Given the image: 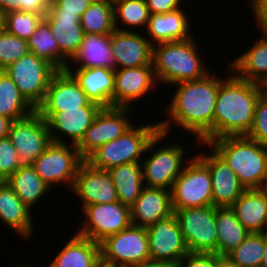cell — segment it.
<instances>
[{"instance_id":"1","label":"cell","mask_w":267,"mask_h":267,"mask_svg":"<svg viewBox=\"0 0 267 267\" xmlns=\"http://www.w3.org/2000/svg\"><path fill=\"white\" fill-rule=\"evenodd\" d=\"M223 79L212 73L205 77L181 82L169 107L167 120L159 122V130L169 135L171 123L197 136L196 142L207 144L213 140V119L219 85Z\"/></svg>"},{"instance_id":"2","label":"cell","mask_w":267,"mask_h":267,"mask_svg":"<svg viewBox=\"0 0 267 267\" xmlns=\"http://www.w3.org/2000/svg\"><path fill=\"white\" fill-rule=\"evenodd\" d=\"M219 85L214 119L213 139L226 136H246L253 124L257 100L265 92L264 85L232 74ZM231 72V73H230Z\"/></svg>"},{"instance_id":"3","label":"cell","mask_w":267,"mask_h":267,"mask_svg":"<svg viewBox=\"0 0 267 267\" xmlns=\"http://www.w3.org/2000/svg\"><path fill=\"white\" fill-rule=\"evenodd\" d=\"M202 144L226 161L245 189L267 186V147L247 136H226Z\"/></svg>"},{"instance_id":"4","label":"cell","mask_w":267,"mask_h":267,"mask_svg":"<svg viewBox=\"0 0 267 267\" xmlns=\"http://www.w3.org/2000/svg\"><path fill=\"white\" fill-rule=\"evenodd\" d=\"M196 45L193 36L186 40L153 45L152 65L157 82L175 86L211 73L198 55Z\"/></svg>"},{"instance_id":"5","label":"cell","mask_w":267,"mask_h":267,"mask_svg":"<svg viewBox=\"0 0 267 267\" xmlns=\"http://www.w3.org/2000/svg\"><path fill=\"white\" fill-rule=\"evenodd\" d=\"M168 134L159 130V123L133 126L115 140L109 141L93 153L85 161L93 168L108 170L122 164L140 162L141 155L153 151ZM140 158V159H139Z\"/></svg>"},{"instance_id":"6","label":"cell","mask_w":267,"mask_h":267,"mask_svg":"<svg viewBox=\"0 0 267 267\" xmlns=\"http://www.w3.org/2000/svg\"><path fill=\"white\" fill-rule=\"evenodd\" d=\"M101 265L132 267L150 261L149 240L145 227L131 224L100 243Z\"/></svg>"},{"instance_id":"7","label":"cell","mask_w":267,"mask_h":267,"mask_svg":"<svg viewBox=\"0 0 267 267\" xmlns=\"http://www.w3.org/2000/svg\"><path fill=\"white\" fill-rule=\"evenodd\" d=\"M3 70L35 110L42 103L53 76L59 71L32 52H28Z\"/></svg>"},{"instance_id":"8","label":"cell","mask_w":267,"mask_h":267,"mask_svg":"<svg viewBox=\"0 0 267 267\" xmlns=\"http://www.w3.org/2000/svg\"><path fill=\"white\" fill-rule=\"evenodd\" d=\"M186 158V166L174 181L173 210L213 205L212 180L208 166L196 155Z\"/></svg>"},{"instance_id":"9","label":"cell","mask_w":267,"mask_h":267,"mask_svg":"<svg viewBox=\"0 0 267 267\" xmlns=\"http://www.w3.org/2000/svg\"><path fill=\"white\" fill-rule=\"evenodd\" d=\"M174 214L190 252L217 254L215 206L176 209Z\"/></svg>"},{"instance_id":"10","label":"cell","mask_w":267,"mask_h":267,"mask_svg":"<svg viewBox=\"0 0 267 267\" xmlns=\"http://www.w3.org/2000/svg\"><path fill=\"white\" fill-rule=\"evenodd\" d=\"M84 159L74 144L53 142L31 164L50 187L65 183L72 189L77 171ZM53 185V186H52Z\"/></svg>"},{"instance_id":"11","label":"cell","mask_w":267,"mask_h":267,"mask_svg":"<svg viewBox=\"0 0 267 267\" xmlns=\"http://www.w3.org/2000/svg\"><path fill=\"white\" fill-rule=\"evenodd\" d=\"M81 209L86 218L75 233L99 244L132 224L130 208L119 201L90 204Z\"/></svg>"},{"instance_id":"12","label":"cell","mask_w":267,"mask_h":267,"mask_svg":"<svg viewBox=\"0 0 267 267\" xmlns=\"http://www.w3.org/2000/svg\"><path fill=\"white\" fill-rule=\"evenodd\" d=\"M131 110L133 107H102L76 145L80 156L85 160L100 146L129 130L133 126L129 119Z\"/></svg>"},{"instance_id":"13","label":"cell","mask_w":267,"mask_h":267,"mask_svg":"<svg viewBox=\"0 0 267 267\" xmlns=\"http://www.w3.org/2000/svg\"><path fill=\"white\" fill-rule=\"evenodd\" d=\"M83 106H100L92 102L67 70H59L52 78L36 112L47 122L55 113Z\"/></svg>"},{"instance_id":"14","label":"cell","mask_w":267,"mask_h":267,"mask_svg":"<svg viewBox=\"0 0 267 267\" xmlns=\"http://www.w3.org/2000/svg\"><path fill=\"white\" fill-rule=\"evenodd\" d=\"M8 138L23 165L32 164L52 143L48 124L36 111L13 121Z\"/></svg>"},{"instance_id":"15","label":"cell","mask_w":267,"mask_h":267,"mask_svg":"<svg viewBox=\"0 0 267 267\" xmlns=\"http://www.w3.org/2000/svg\"><path fill=\"white\" fill-rule=\"evenodd\" d=\"M146 229L150 260L165 262L178 267L181 259L190 251L182 235L176 215L172 214L167 218L158 220Z\"/></svg>"},{"instance_id":"16","label":"cell","mask_w":267,"mask_h":267,"mask_svg":"<svg viewBox=\"0 0 267 267\" xmlns=\"http://www.w3.org/2000/svg\"><path fill=\"white\" fill-rule=\"evenodd\" d=\"M161 146L142 165L143 181L146 187L172 190L174 181L184 169L185 148L181 143ZM146 181V182H145Z\"/></svg>"},{"instance_id":"17","label":"cell","mask_w":267,"mask_h":267,"mask_svg":"<svg viewBox=\"0 0 267 267\" xmlns=\"http://www.w3.org/2000/svg\"><path fill=\"white\" fill-rule=\"evenodd\" d=\"M73 191L82 202V208L90 204L113 203L118 200V193L107 170L93 168L85 160L80 165Z\"/></svg>"},{"instance_id":"18","label":"cell","mask_w":267,"mask_h":267,"mask_svg":"<svg viewBox=\"0 0 267 267\" xmlns=\"http://www.w3.org/2000/svg\"><path fill=\"white\" fill-rule=\"evenodd\" d=\"M110 45L116 69L152 65L153 42L132 30H115L110 34Z\"/></svg>"},{"instance_id":"19","label":"cell","mask_w":267,"mask_h":267,"mask_svg":"<svg viewBox=\"0 0 267 267\" xmlns=\"http://www.w3.org/2000/svg\"><path fill=\"white\" fill-rule=\"evenodd\" d=\"M212 153H198V157L208 166L212 180L213 206L230 207L244 192L238 176L226 161L213 149Z\"/></svg>"},{"instance_id":"20","label":"cell","mask_w":267,"mask_h":267,"mask_svg":"<svg viewBox=\"0 0 267 267\" xmlns=\"http://www.w3.org/2000/svg\"><path fill=\"white\" fill-rule=\"evenodd\" d=\"M158 83L153 65L114 70L113 107H132Z\"/></svg>"},{"instance_id":"21","label":"cell","mask_w":267,"mask_h":267,"mask_svg":"<svg viewBox=\"0 0 267 267\" xmlns=\"http://www.w3.org/2000/svg\"><path fill=\"white\" fill-rule=\"evenodd\" d=\"M44 20L49 24L60 52L71 61L78 53L85 34L80 18L76 14L62 13V9L51 3Z\"/></svg>"},{"instance_id":"22","label":"cell","mask_w":267,"mask_h":267,"mask_svg":"<svg viewBox=\"0 0 267 267\" xmlns=\"http://www.w3.org/2000/svg\"><path fill=\"white\" fill-rule=\"evenodd\" d=\"M130 213L132 224L145 228L169 217L174 214L171 190L145 186Z\"/></svg>"},{"instance_id":"23","label":"cell","mask_w":267,"mask_h":267,"mask_svg":"<svg viewBox=\"0 0 267 267\" xmlns=\"http://www.w3.org/2000/svg\"><path fill=\"white\" fill-rule=\"evenodd\" d=\"M101 108V106H83L55 113L47 121L52 141L66 143L60 139L62 135H66L69 139L71 138V144L77 145ZM54 131L57 133L55 134Z\"/></svg>"},{"instance_id":"24","label":"cell","mask_w":267,"mask_h":267,"mask_svg":"<svg viewBox=\"0 0 267 267\" xmlns=\"http://www.w3.org/2000/svg\"><path fill=\"white\" fill-rule=\"evenodd\" d=\"M87 97L101 107H113L114 70L104 67L66 69Z\"/></svg>"},{"instance_id":"25","label":"cell","mask_w":267,"mask_h":267,"mask_svg":"<svg viewBox=\"0 0 267 267\" xmlns=\"http://www.w3.org/2000/svg\"><path fill=\"white\" fill-rule=\"evenodd\" d=\"M230 208L250 233H267L266 188L245 189Z\"/></svg>"},{"instance_id":"26","label":"cell","mask_w":267,"mask_h":267,"mask_svg":"<svg viewBox=\"0 0 267 267\" xmlns=\"http://www.w3.org/2000/svg\"><path fill=\"white\" fill-rule=\"evenodd\" d=\"M32 210L6 181H0V220L24 239L33 234Z\"/></svg>"},{"instance_id":"27","label":"cell","mask_w":267,"mask_h":267,"mask_svg":"<svg viewBox=\"0 0 267 267\" xmlns=\"http://www.w3.org/2000/svg\"><path fill=\"white\" fill-rule=\"evenodd\" d=\"M101 247L89 238L75 236L61 248L49 267H100Z\"/></svg>"},{"instance_id":"28","label":"cell","mask_w":267,"mask_h":267,"mask_svg":"<svg viewBox=\"0 0 267 267\" xmlns=\"http://www.w3.org/2000/svg\"><path fill=\"white\" fill-rule=\"evenodd\" d=\"M259 40L248 51L229 64L237 77L264 85L267 83V33L260 32Z\"/></svg>"},{"instance_id":"29","label":"cell","mask_w":267,"mask_h":267,"mask_svg":"<svg viewBox=\"0 0 267 267\" xmlns=\"http://www.w3.org/2000/svg\"><path fill=\"white\" fill-rule=\"evenodd\" d=\"M184 10L178 9L165 14H150L146 29L153 45L171 41L186 40L192 37L191 26ZM190 28V29H189Z\"/></svg>"},{"instance_id":"30","label":"cell","mask_w":267,"mask_h":267,"mask_svg":"<svg viewBox=\"0 0 267 267\" xmlns=\"http://www.w3.org/2000/svg\"><path fill=\"white\" fill-rule=\"evenodd\" d=\"M80 64L76 68L104 67L116 69L110 45V34L85 33L78 53L70 61Z\"/></svg>"},{"instance_id":"31","label":"cell","mask_w":267,"mask_h":267,"mask_svg":"<svg viewBox=\"0 0 267 267\" xmlns=\"http://www.w3.org/2000/svg\"><path fill=\"white\" fill-rule=\"evenodd\" d=\"M107 171L116 187L119 202L130 208L145 187L141 163L122 164Z\"/></svg>"},{"instance_id":"32","label":"cell","mask_w":267,"mask_h":267,"mask_svg":"<svg viewBox=\"0 0 267 267\" xmlns=\"http://www.w3.org/2000/svg\"><path fill=\"white\" fill-rule=\"evenodd\" d=\"M217 254L227 256L249 235L230 207H216Z\"/></svg>"},{"instance_id":"33","label":"cell","mask_w":267,"mask_h":267,"mask_svg":"<svg viewBox=\"0 0 267 267\" xmlns=\"http://www.w3.org/2000/svg\"><path fill=\"white\" fill-rule=\"evenodd\" d=\"M5 181L31 210L35 203L51 189L31 164L22 165Z\"/></svg>"},{"instance_id":"34","label":"cell","mask_w":267,"mask_h":267,"mask_svg":"<svg viewBox=\"0 0 267 267\" xmlns=\"http://www.w3.org/2000/svg\"><path fill=\"white\" fill-rule=\"evenodd\" d=\"M29 51L45 59L58 70H66L69 60L60 52L49 24L43 19L32 36L27 40Z\"/></svg>"},{"instance_id":"35","label":"cell","mask_w":267,"mask_h":267,"mask_svg":"<svg viewBox=\"0 0 267 267\" xmlns=\"http://www.w3.org/2000/svg\"><path fill=\"white\" fill-rule=\"evenodd\" d=\"M34 111L11 77L4 70H0V115L16 121L31 115Z\"/></svg>"},{"instance_id":"36","label":"cell","mask_w":267,"mask_h":267,"mask_svg":"<svg viewBox=\"0 0 267 267\" xmlns=\"http://www.w3.org/2000/svg\"><path fill=\"white\" fill-rule=\"evenodd\" d=\"M84 33L111 34L116 30L113 5L94 0L80 18Z\"/></svg>"},{"instance_id":"37","label":"cell","mask_w":267,"mask_h":267,"mask_svg":"<svg viewBox=\"0 0 267 267\" xmlns=\"http://www.w3.org/2000/svg\"><path fill=\"white\" fill-rule=\"evenodd\" d=\"M264 257V233H249L227 258L237 267H260Z\"/></svg>"},{"instance_id":"38","label":"cell","mask_w":267,"mask_h":267,"mask_svg":"<svg viewBox=\"0 0 267 267\" xmlns=\"http://www.w3.org/2000/svg\"><path fill=\"white\" fill-rule=\"evenodd\" d=\"M114 23L116 30L124 31L118 21L128 27H148L150 12L145 0H121L114 6ZM120 19V20H119Z\"/></svg>"},{"instance_id":"39","label":"cell","mask_w":267,"mask_h":267,"mask_svg":"<svg viewBox=\"0 0 267 267\" xmlns=\"http://www.w3.org/2000/svg\"><path fill=\"white\" fill-rule=\"evenodd\" d=\"M44 17L35 13L24 11H11L6 13L5 30L16 37L28 40L37 29Z\"/></svg>"},{"instance_id":"40","label":"cell","mask_w":267,"mask_h":267,"mask_svg":"<svg viewBox=\"0 0 267 267\" xmlns=\"http://www.w3.org/2000/svg\"><path fill=\"white\" fill-rule=\"evenodd\" d=\"M29 51L26 40L9 34L6 30L0 32V70L26 55Z\"/></svg>"},{"instance_id":"41","label":"cell","mask_w":267,"mask_h":267,"mask_svg":"<svg viewBox=\"0 0 267 267\" xmlns=\"http://www.w3.org/2000/svg\"><path fill=\"white\" fill-rule=\"evenodd\" d=\"M248 138L259 142L261 145L267 147V93L264 92L257 100V105L254 114L253 124Z\"/></svg>"},{"instance_id":"42","label":"cell","mask_w":267,"mask_h":267,"mask_svg":"<svg viewBox=\"0 0 267 267\" xmlns=\"http://www.w3.org/2000/svg\"><path fill=\"white\" fill-rule=\"evenodd\" d=\"M22 165L10 139H0V181L8 179Z\"/></svg>"},{"instance_id":"43","label":"cell","mask_w":267,"mask_h":267,"mask_svg":"<svg viewBox=\"0 0 267 267\" xmlns=\"http://www.w3.org/2000/svg\"><path fill=\"white\" fill-rule=\"evenodd\" d=\"M0 7L6 12L24 11L42 17L48 14L49 3L46 0H0Z\"/></svg>"},{"instance_id":"44","label":"cell","mask_w":267,"mask_h":267,"mask_svg":"<svg viewBox=\"0 0 267 267\" xmlns=\"http://www.w3.org/2000/svg\"><path fill=\"white\" fill-rule=\"evenodd\" d=\"M178 267H216V253H194L185 255Z\"/></svg>"},{"instance_id":"45","label":"cell","mask_w":267,"mask_h":267,"mask_svg":"<svg viewBox=\"0 0 267 267\" xmlns=\"http://www.w3.org/2000/svg\"><path fill=\"white\" fill-rule=\"evenodd\" d=\"M94 0H56L54 3L62 9V13L76 14L81 18L84 11Z\"/></svg>"},{"instance_id":"46","label":"cell","mask_w":267,"mask_h":267,"mask_svg":"<svg viewBox=\"0 0 267 267\" xmlns=\"http://www.w3.org/2000/svg\"><path fill=\"white\" fill-rule=\"evenodd\" d=\"M150 14H165L181 9L183 0H145Z\"/></svg>"},{"instance_id":"47","label":"cell","mask_w":267,"mask_h":267,"mask_svg":"<svg viewBox=\"0 0 267 267\" xmlns=\"http://www.w3.org/2000/svg\"><path fill=\"white\" fill-rule=\"evenodd\" d=\"M252 8L259 30L267 33V0H259Z\"/></svg>"},{"instance_id":"48","label":"cell","mask_w":267,"mask_h":267,"mask_svg":"<svg viewBox=\"0 0 267 267\" xmlns=\"http://www.w3.org/2000/svg\"><path fill=\"white\" fill-rule=\"evenodd\" d=\"M13 120L0 115V139L8 137Z\"/></svg>"},{"instance_id":"49","label":"cell","mask_w":267,"mask_h":267,"mask_svg":"<svg viewBox=\"0 0 267 267\" xmlns=\"http://www.w3.org/2000/svg\"><path fill=\"white\" fill-rule=\"evenodd\" d=\"M132 267H174L170 264H167L165 262H158V261H147V262H142L141 264H137Z\"/></svg>"},{"instance_id":"50","label":"cell","mask_w":267,"mask_h":267,"mask_svg":"<svg viewBox=\"0 0 267 267\" xmlns=\"http://www.w3.org/2000/svg\"><path fill=\"white\" fill-rule=\"evenodd\" d=\"M216 267H237L234 265L227 256H219L216 254Z\"/></svg>"},{"instance_id":"51","label":"cell","mask_w":267,"mask_h":267,"mask_svg":"<svg viewBox=\"0 0 267 267\" xmlns=\"http://www.w3.org/2000/svg\"><path fill=\"white\" fill-rule=\"evenodd\" d=\"M6 28V12L0 7V32Z\"/></svg>"},{"instance_id":"52","label":"cell","mask_w":267,"mask_h":267,"mask_svg":"<svg viewBox=\"0 0 267 267\" xmlns=\"http://www.w3.org/2000/svg\"><path fill=\"white\" fill-rule=\"evenodd\" d=\"M260 267H267V233H264V257Z\"/></svg>"},{"instance_id":"53","label":"cell","mask_w":267,"mask_h":267,"mask_svg":"<svg viewBox=\"0 0 267 267\" xmlns=\"http://www.w3.org/2000/svg\"><path fill=\"white\" fill-rule=\"evenodd\" d=\"M105 3L115 5L116 3L120 2L121 0H103Z\"/></svg>"},{"instance_id":"54","label":"cell","mask_w":267,"mask_h":267,"mask_svg":"<svg viewBox=\"0 0 267 267\" xmlns=\"http://www.w3.org/2000/svg\"><path fill=\"white\" fill-rule=\"evenodd\" d=\"M259 0H251L252 6L253 7Z\"/></svg>"},{"instance_id":"55","label":"cell","mask_w":267,"mask_h":267,"mask_svg":"<svg viewBox=\"0 0 267 267\" xmlns=\"http://www.w3.org/2000/svg\"><path fill=\"white\" fill-rule=\"evenodd\" d=\"M49 4L54 3L56 0H46Z\"/></svg>"},{"instance_id":"56","label":"cell","mask_w":267,"mask_h":267,"mask_svg":"<svg viewBox=\"0 0 267 267\" xmlns=\"http://www.w3.org/2000/svg\"><path fill=\"white\" fill-rule=\"evenodd\" d=\"M264 87H265V92L267 93V83L265 84Z\"/></svg>"}]
</instances>
